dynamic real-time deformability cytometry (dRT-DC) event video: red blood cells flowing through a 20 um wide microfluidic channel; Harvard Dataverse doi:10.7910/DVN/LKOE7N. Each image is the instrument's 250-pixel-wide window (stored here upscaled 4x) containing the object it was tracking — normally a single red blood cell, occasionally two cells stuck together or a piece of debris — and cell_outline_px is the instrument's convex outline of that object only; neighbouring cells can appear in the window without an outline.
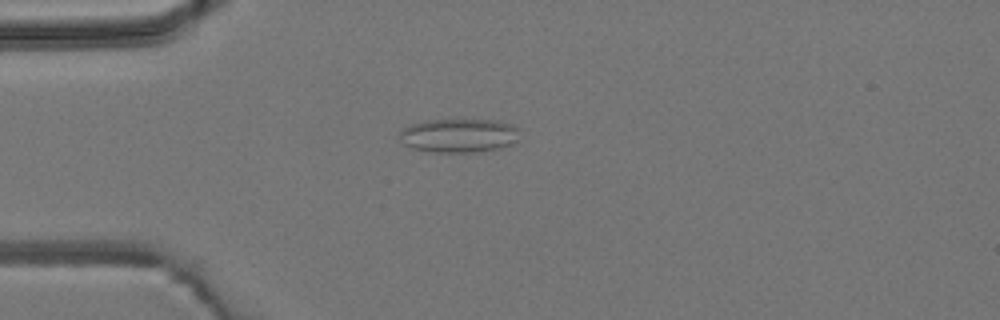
{"species": "common noctule bat (a hibernating species)", "species_latin": "Nyctalus noctula", "temperature_condition": "room temperature", "stored_images_in_passage": 4, "camera_frame_rate_fps": 3000, "um_per_image_px": 0.085, "animal": {"sex": "male", "body_mass_g": 19.2, "forearm_length_mm": 51.8}, "frame": {"image": 1, "passage_image": 3, "time_ms": 3.333, "image_size_px": [1000, 320], "cell_outline_px": [[520, 140], [512, 144], [500, 148], [476, 152], [432, 152], [412, 148], [404, 144], [400, 136], [400, 132], [404, 128], [412, 124], [424, 120], [496, 120], [512, 124], [520, 128]], "centroid_in_image_um": [39.08, 11.52], "position_along_channel_um": 45.9, "area_um2": 23.93}}